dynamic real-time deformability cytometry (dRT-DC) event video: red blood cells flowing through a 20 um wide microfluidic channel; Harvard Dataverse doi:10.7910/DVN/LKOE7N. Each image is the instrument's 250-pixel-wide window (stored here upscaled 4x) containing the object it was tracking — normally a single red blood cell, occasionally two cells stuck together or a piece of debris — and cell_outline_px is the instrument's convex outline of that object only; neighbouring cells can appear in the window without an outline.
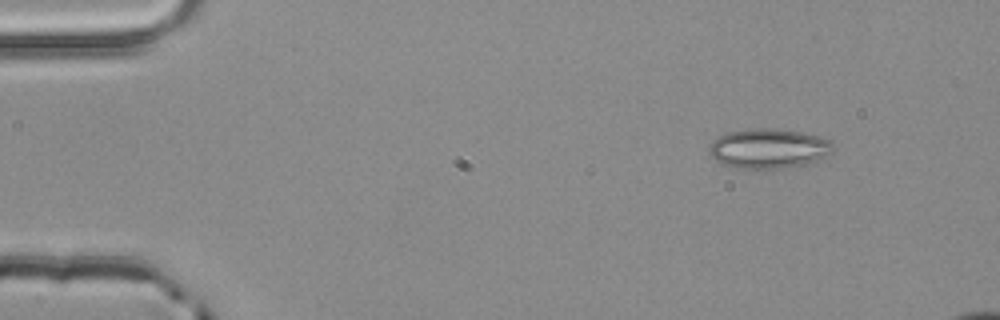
{"species": "common noctule bat (a hibernating species)", "species_latin": "Nyctalus noctula", "temperature_condition": "room temperature", "stored_images_in_passage": 5, "camera_frame_rate_fps": 3000, "um_per_image_px": 0.085, "animal": {"sex": "male", "body_mass_g": 20.4}, "frame": {"image": 1, "passage_image": 5, "time_ms": 1.333, "image_size_px": [1000, 320], "cell_outline_px": [[836, 148], [832, 152], [816, 160], [804, 164], [780, 168], [736, 168], [724, 164], [716, 160], [708, 152], [708, 148], [712, 140], [724, 132], [748, 128], [776, 128], [804, 132], [832, 140]], "centroid_in_image_um": [65.32, 12.59], "position_along_channel_um": 19.7, "area_um2": 29.02}}